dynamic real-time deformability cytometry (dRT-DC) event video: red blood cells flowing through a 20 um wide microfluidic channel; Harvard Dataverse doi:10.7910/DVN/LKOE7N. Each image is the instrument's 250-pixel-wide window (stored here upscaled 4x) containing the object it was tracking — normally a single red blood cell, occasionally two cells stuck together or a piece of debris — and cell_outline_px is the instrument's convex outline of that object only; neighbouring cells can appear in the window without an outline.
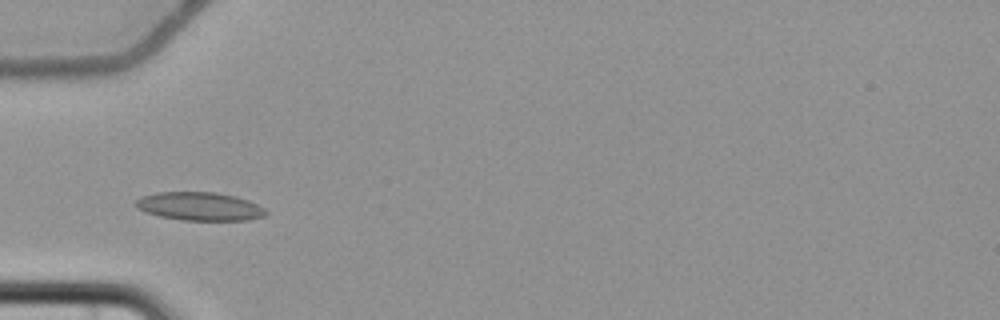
{"species": "common noctule bat (a hibernating species)", "species_latin": "Nyctalus noctula", "temperature_condition": "cold", "stored_images_in_passage": 5, "camera_frame_rate_fps": 3000, "um_per_image_px": 0.085, "animal": {"sex": "female", "body_mass_g": 22.7, "forearm_length_mm": 54.2}, "frame": {"image": 1, "passage_image": 3, "time_ms": 2.333, "image_size_px": [1000, 320], "cell_outline_px": [[268, 212], [264, 216], [248, 220], [180, 220], [160, 216], [144, 212], [136, 208], [136, 200], [140, 196], [156, 192], [216, 192], [236, 196], [248, 200], [264, 208]], "centroid_in_image_um": [16.95, 17.53], "position_along_channel_um": 68.1, "area_um2": 21.62}}
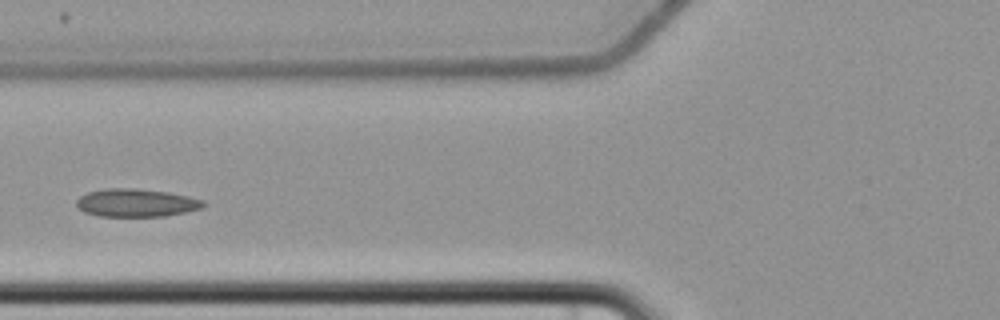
{"frame": {"image": 2, "passage_image": 4, "time_ms": 3.667, "image_size_px": [1000, 320], "cell_outline_px": [[208, 204], [200, 208], [184, 212], [164, 216], [100, 216], [84, 212], [76, 204], [76, 200], [80, 196], [88, 192], [104, 188], [136, 188], [168, 192], [188, 196], [204, 200]], "centroid_in_image_um": [11.58, 17.23], "position_along_channel_um": 114.2, "area_um2": 20.69}}
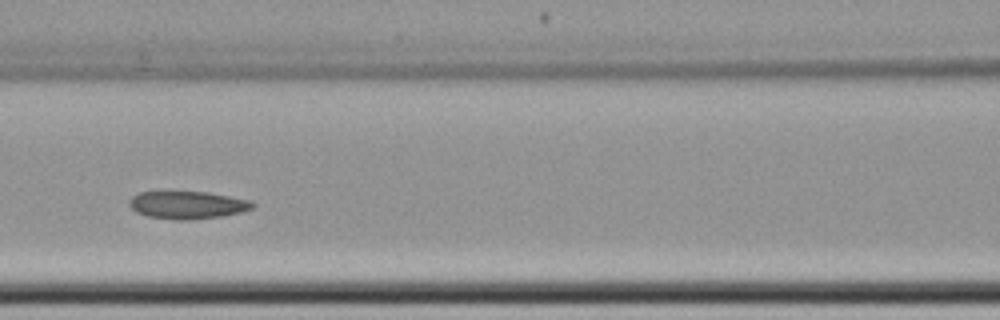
{"frame": {"image": 3, "passage_image": 5, "time_ms": 4.667, "image_size_px": [1000, 320], "cell_outline_px": [[256, 204], [252, 208], [240, 212], [224, 216], [188, 220], [176, 220], [148, 216], [136, 212], [128, 204], [128, 200], [132, 196], [140, 192], [208, 192], [248, 200]], "centroid_in_image_um": [15.91, 17.43], "position_along_channel_um": 150.7, "area_um2": 19.77}}